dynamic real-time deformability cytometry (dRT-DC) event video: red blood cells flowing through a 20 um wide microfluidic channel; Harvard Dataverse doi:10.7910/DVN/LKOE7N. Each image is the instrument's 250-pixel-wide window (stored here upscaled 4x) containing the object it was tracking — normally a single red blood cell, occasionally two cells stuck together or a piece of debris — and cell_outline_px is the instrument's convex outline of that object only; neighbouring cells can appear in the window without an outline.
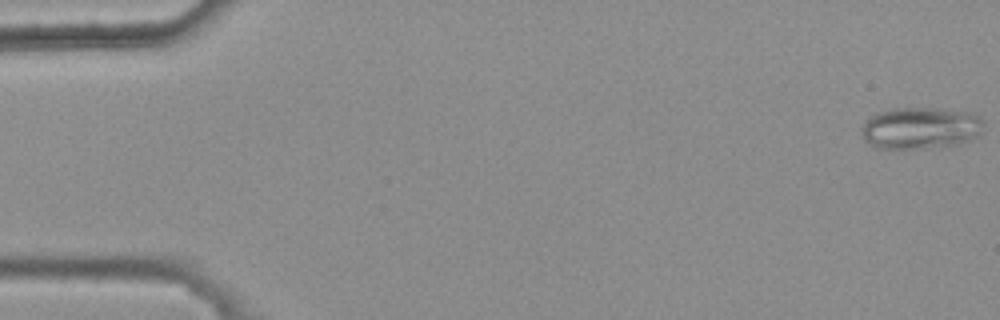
{"species": "common noctule bat (a hibernating species)", "species_latin": "Nyctalus noctula", "temperature_condition": "warm", "stored_images_in_passage": 5, "camera_frame_rate_fps": 3000, "um_per_image_px": 0.085, "animal": {"sex": "female", "body_mass_g": 25.1}, "frame": {"image": 1, "passage_image": 1, "time_ms": 0.0, "image_size_px": [1000, 320], "cell_outline_px": [[984, 124], [980, 132], [972, 140], [944, 148], [876, 148], [868, 144], [864, 140], [860, 132], [860, 128], [868, 116], [876, 112], [892, 108], [932, 108], [972, 112], [980, 116], [984, 120]], "centroid_in_image_um": [78.23, 10.89], "position_along_channel_um": 6.8, "area_um2": 30.52}}